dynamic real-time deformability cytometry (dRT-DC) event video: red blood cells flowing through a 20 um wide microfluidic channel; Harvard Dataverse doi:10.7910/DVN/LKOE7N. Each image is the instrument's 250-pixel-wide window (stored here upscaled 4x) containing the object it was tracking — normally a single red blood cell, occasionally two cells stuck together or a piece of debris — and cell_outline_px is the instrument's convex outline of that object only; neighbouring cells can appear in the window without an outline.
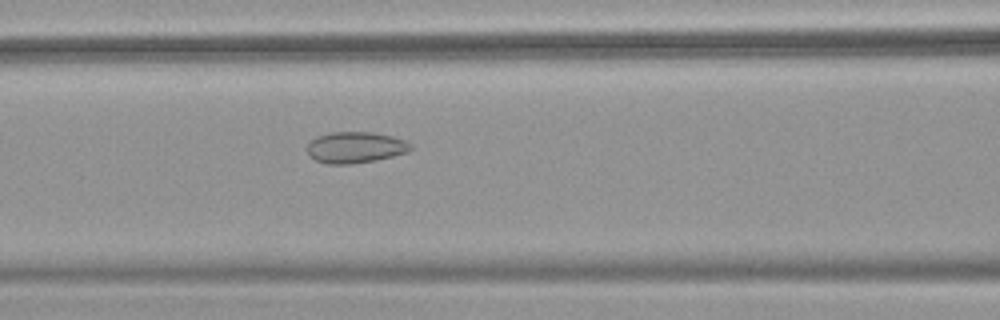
{"species": "common noctule bat (a hibernating species)", "species_latin": "Nyctalus noctula", "temperature_condition": "warm", "stored_images_in_passage": 53, "camera_frame_rate_fps": 3000, "um_per_image_px": 0.085, "animal": {"sex": "female", "body_mass_g": 18.4}, "frame": {"image": 1, "passage_image": 23, "time_ms": 7.333, "image_size_px": [1000, 320], "cell_outline_px": [[412, 148], [408, 152], [376, 160], [348, 164], [328, 164], [316, 160], [308, 156], [308, 144], [316, 136], [332, 132], [372, 132], [392, 136], [404, 140], [412, 144]], "centroid_in_image_um": [30.21, 12.53], "position_along_channel_um": 136.4, "area_um2": 18.79}}
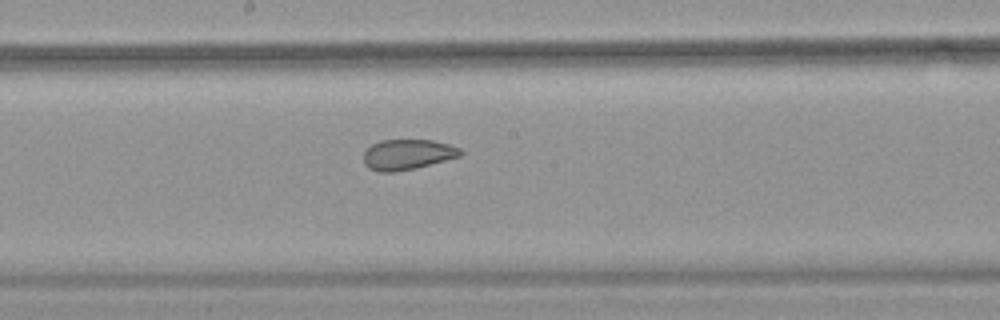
{"frame": {"image": 2, "passage_image": 29, "time_ms": 9.333, "image_size_px": [1000, 320], "cell_outline_px": [[464, 152], [460, 156], [416, 168], [396, 172], [376, 172], [368, 168], [364, 164], [364, 148], [380, 140], [432, 140], [448, 144], [460, 148]], "centroid_in_image_um": [34.59, 13.14], "position_along_channel_um": 213.6, "area_um2": 17.34}}
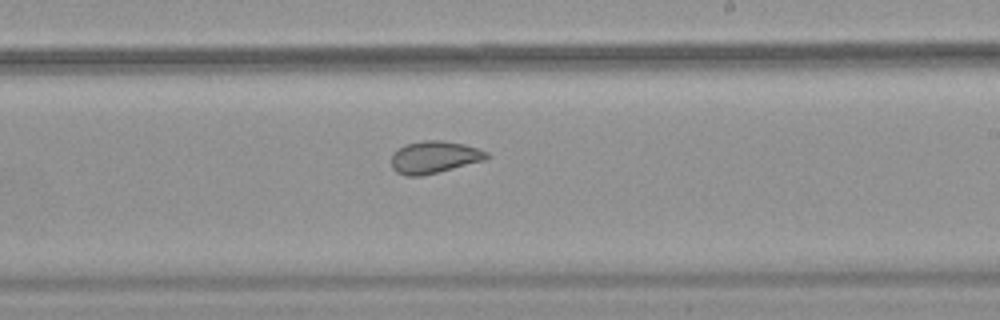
{"frame": {"image": 3, "passage_image": 32, "time_ms": 10.333, "image_size_px": [1000, 320], "cell_outline_px": [[488, 156], [484, 160], [420, 176], [404, 176], [396, 172], [392, 168], [392, 152], [404, 144], [424, 140], [444, 140], [464, 144], [488, 152]], "centroid_in_image_um": [36.85, 13.34], "position_along_channel_um": 252.1, "area_um2": 17.8}, "authors_computed_cell_mechanics": {"area_um2": 22.7732, "velocity_mm_per_s": 3.8792, "shape_relaxation_time_tau1_ms": null, "shape_relaxation_time_tau2_ms": 1.0716, "deformation_change_tau1": null, "deformation_change_tau2": 0.0575}}